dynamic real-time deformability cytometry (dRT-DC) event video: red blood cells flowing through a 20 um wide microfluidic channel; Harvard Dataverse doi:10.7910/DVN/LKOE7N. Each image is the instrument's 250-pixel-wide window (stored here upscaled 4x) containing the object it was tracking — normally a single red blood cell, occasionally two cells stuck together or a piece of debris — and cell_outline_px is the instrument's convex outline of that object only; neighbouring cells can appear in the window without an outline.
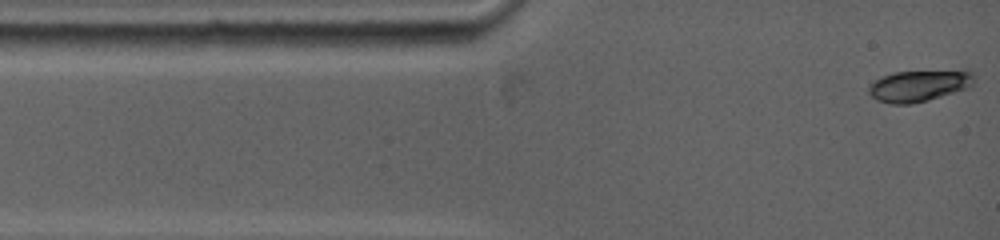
{"species": "common noctule bat (a hibernating species)", "species_latin": "Nyctalus noctula", "temperature_condition": "warm", "stored_images_in_passage": 3, "camera_frame_rate_fps": 5000, "um_per_image_px": 0.085, "animal": {"sex": "female", "body_mass_g": 19.0, "forearm_length_mm": 53.3}, "frame": {"image": 1, "passage_image": 1, "time_ms": 0.0, "image_size_px": [1000, 240], "cell_outline_px": [[972, 84], [968, 88], [928, 100], [912, 104], [892, 104], [876, 100], [868, 92], [868, 88], [872, 80], [892, 72], [964, 68], [968, 68], [972, 72]], "centroid_in_image_um": [78.13, 7.24], "position_along_channel_um": 6.9, "area_um2": 20.0}}
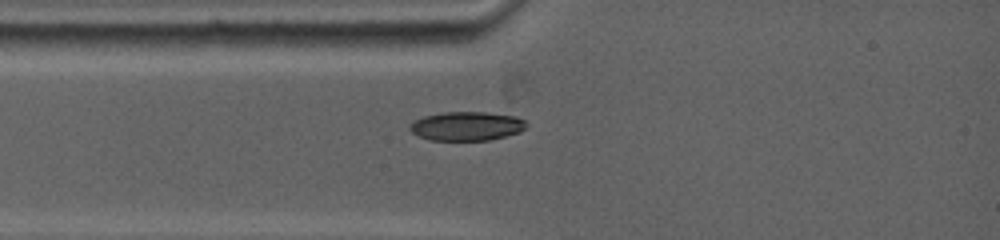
{"frame": {"image": 2, "passage_image": 3, "time_ms": 2.2, "image_size_px": [1000, 240], "cell_outline_px": [[528, 124], [520, 132], [488, 140], [428, 140], [412, 132], [408, 128], [416, 120], [424, 116], [444, 112], [488, 112], [516, 116], [524, 120]], "centroid_in_image_um": [39.69, 10.71], "position_along_channel_um": 45.3, "area_um2": 19.54}}